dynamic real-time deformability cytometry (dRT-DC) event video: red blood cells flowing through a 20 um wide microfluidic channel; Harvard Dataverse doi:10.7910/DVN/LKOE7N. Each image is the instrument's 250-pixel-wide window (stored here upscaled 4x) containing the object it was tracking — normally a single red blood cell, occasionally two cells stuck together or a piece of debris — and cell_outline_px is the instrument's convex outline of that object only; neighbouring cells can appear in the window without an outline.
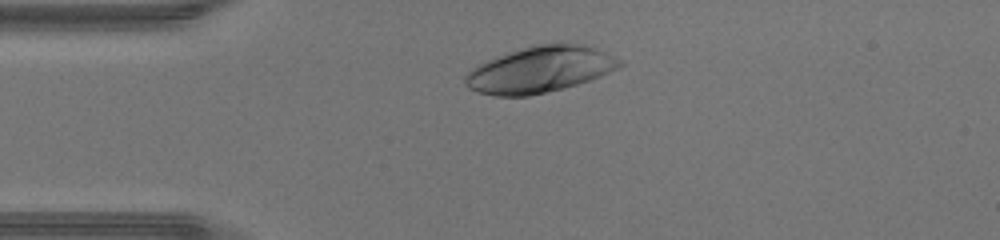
{"species": "human", "species_latin": "Homo sapiens", "temperature_condition": "warm", "stored_images_in_passage": 34, "camera_frame_rate_fps": 3000, "um_per_image_px": 0.085, "donor": {"sex": "male"}, "frame": {"image": 1, "passage_image": 6, "time_ms": 1.667, "image_size_px": [1000, 240], "cell_outline_px": [[624, 64], [600, 76], [564, 88], [528, 96], [496, 96], [480, 92], [468, 88], [464, 84], [464, 76], [472, 68], [496, 56], [524, 48], [540, 44], [560, 40], [584, 44], [596, 48], [624, 60]], "centroid_in_image_um": [45.93, 5.88], "position_along_channel_um": 39.1, "area_um2": 41.73}}
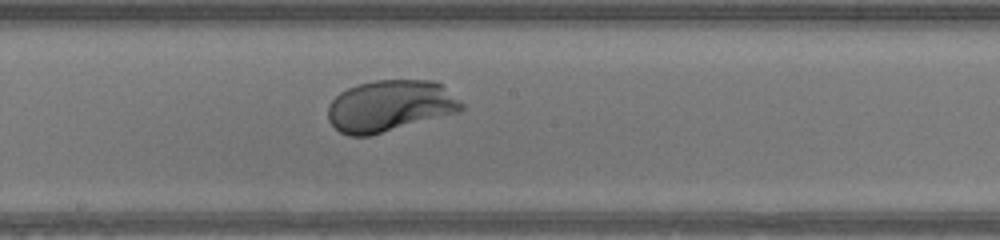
{"frame": {"image": 2, "passage_image": 20, "time_ms": 6.333, "image_size_px": [1000, 240], "cell_outline_px": [[464, 108], [460, 112], [368, 136], [352, 136], [340, 132], [328, 120], [328, 104], [340, 92], [348, 88], [360, 84], [376, 80], [432, 80], [440, 84], [464, 104]], "centroid_in_image_um": [33.14, 9.0], "position_along_channel_um": 215.1, "area_um2": 39.82}}
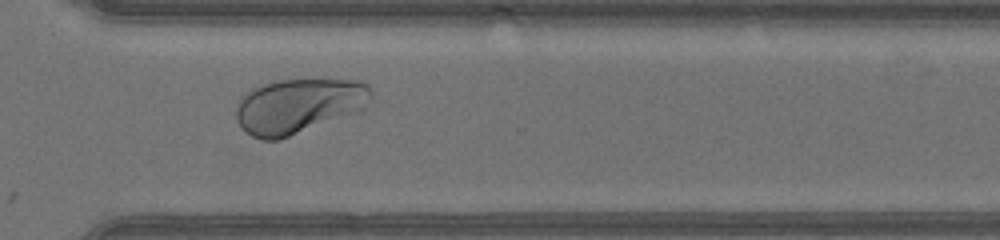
{"frame": {"image": 3, "passage_image": 29, "time_ms": 9.333, "image_size_px": [1000, 240], "cell_outline_px": [[372, 96], [364, 108], [356, 112], [280, 140], [260, 140], [252, 136], [236, 120], [236, 108], [240, 96], [248, 88], [260, 84], [276, 80], [360, 80], [368, 84], [372, 88]], "centroid_in_image_um": [25.35, 8.98], "position_along_channel_um": 345.3, "area_um2": 43.47}, "authors_computed_cell_mechanics": {"area_um2": 40.1421, "velocity_mm_per_s": 4.3515, "shape_relaxation_time_tau1_ms": 1.6768, "shape_relaxation_time_tau2_ms": null, "deformation_change_tau1": 0.1659, "deformation_change_tau2": null}}